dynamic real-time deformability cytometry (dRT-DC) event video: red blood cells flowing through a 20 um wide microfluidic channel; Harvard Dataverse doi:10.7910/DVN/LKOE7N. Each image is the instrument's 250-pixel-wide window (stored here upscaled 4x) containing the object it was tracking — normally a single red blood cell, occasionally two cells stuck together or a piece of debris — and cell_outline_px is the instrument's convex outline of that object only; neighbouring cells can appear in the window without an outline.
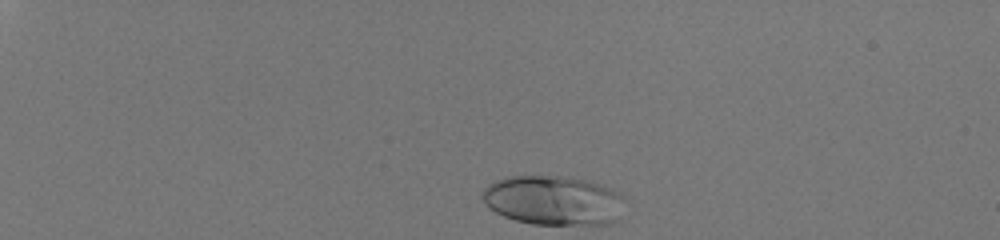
{"species": "human", "species_latin": "Homo sapiens", "temperature_condition": "room temperature", "stored_images_in_passage": 36, "camera_frame_rate_fps": 3000, "um_per_image_px": 0.085, "donor": {"sex": "male"}, "frame": {"image": 1, "passage_image": 1, "time_ms": 0.0, "image_size_px": [1000, 240], "cell_outline_px": [[624, 200], [616, 220], [608, 224], [532, 224], [516, 220], [504, 216], [488, 208], [484, 204], [480, 196], [484, 188], [488, 184], [496, 180], [512, 176], [560, 176], [584, 180], [600, 184], [620, 192]], "centroid_in_image_um": [46.99, 17.03], "position_along_channel_um": 38.0, "area_um2": 40.98}}
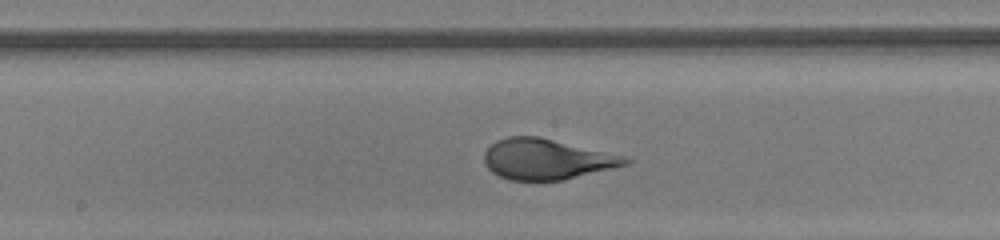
{"frame": {"image": 2, "passage_image": 21, "time_ms": 6.667, "image_size_px": [1000, 240], "cell_outline_px": [[632, 160], [628, 164], [564, 180], [508, 180], [492, 172], [484, 164], [484, 152], [496, 140], [508, 136], [540, 136], [624, 156]], "centroid_in_image_um": [46.43, 13.52], "position_along_channel_um": 201.8, "area_um2": 33.29}}
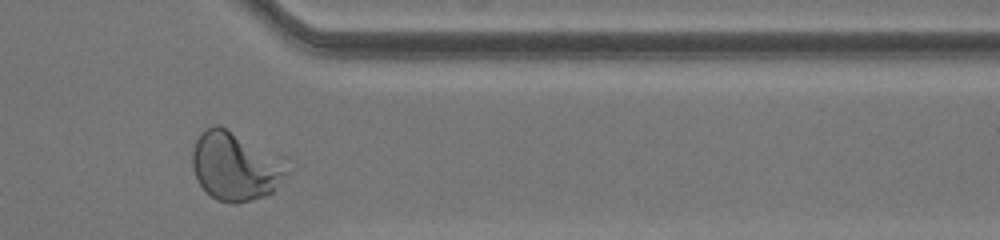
{"frame": {"image": 3, "passage_image": 35, "time_ms": 11.333, "image_size_px": [1000, 240], "cell_outline_px": [[288, 172], [272, 192], [264, 196], [236, 204], [232, 204], [216, 200], [196, 180], [192, 168], [192, 152], [196, 140], [200, 132], [204, 128], [212, 124], [220, 124]], "centroid_in_image_um": [19.78, 14.2], "position_along_channel_um": 391.6, "area_um2": 35.37}, "authors_computed_cell_mechanics": {"area_um2": 34.3621, "velocity_mm_per_s": 4.0764, "shape_relaxation_time_tau1_ms": 3.5606, "shape_relaxation_time_tau2_ms": null, "deformation_change_tau1": 0.2279, "deformation_change_tau2": null}}